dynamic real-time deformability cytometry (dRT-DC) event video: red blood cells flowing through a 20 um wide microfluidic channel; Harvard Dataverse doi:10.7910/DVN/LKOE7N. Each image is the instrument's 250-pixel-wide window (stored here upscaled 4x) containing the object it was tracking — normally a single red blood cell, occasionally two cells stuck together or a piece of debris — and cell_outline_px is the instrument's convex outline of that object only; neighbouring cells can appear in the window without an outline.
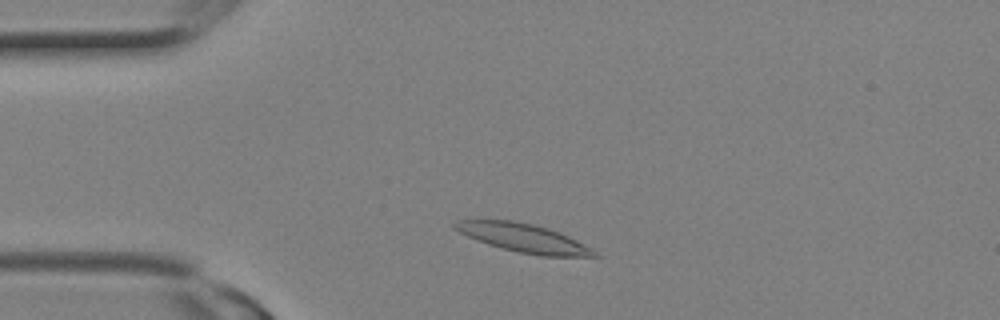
{"species": "Egyptian fruit bat (a non-hibernating species)", "species_latin": "Rousettus aegyptiacus", "temperature_condition": "room temperature", "stored_images_in_passage": 7, "camera_frame_rate_fps": 3000, "um_per_image_px": 0.085, "animal": {"sex": "female"}, "frame": {"image": 1, "passage_image": 2, "time_ms": 0.333, "image_size_px": [1000, 320], "cell_outline_px": [[600, 256], [540, 256], [500, 248], [488, 244], [468, 236], [452, 228], [452, 224], [456, 220], [512, 220], [532, 224], [548, 228], [568, 236], [592, 248]], "centroid_in_image_um": [44.48, 20.22], "position_along_channel_um": 40.5, "area_um2": 22.95}}
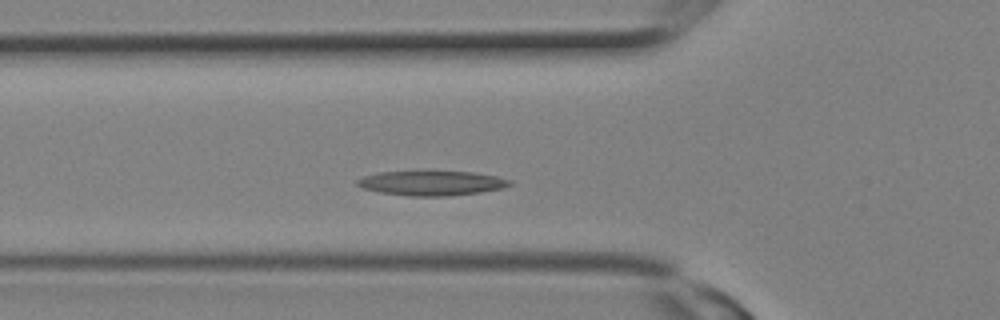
{"frame": {"image": 2, "passage_image": 5, "time_ms": 1.333, "image_size_px": [1000, 320], "cell_outline_px": [[512, 184], [500, 188], [480, 192], [444, 196], [408, 196], [380, 192], [364, 188], [356, 184], [356, 180], [364, 176], [380, 172], [428, 168], [472, 172], [496, 176], [512, 180]], "centroid_in_image_um": [36.66, 15.51], "position_along_channel_um": 89.1, "area_um2": 22.83}}
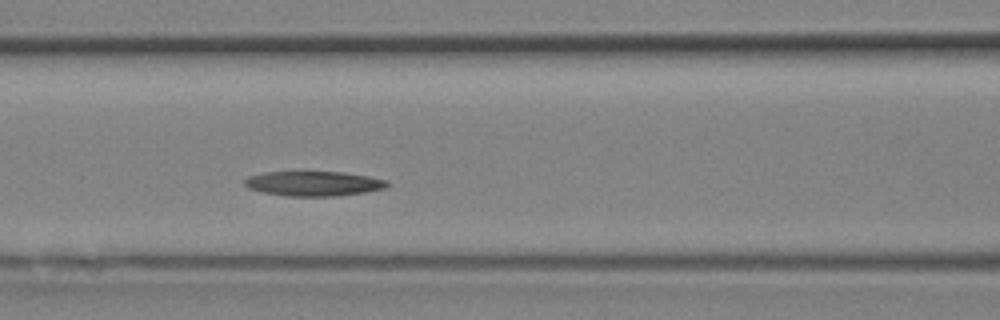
{"frame": {"image": 3, "passage_image": 7, "time_ms": 2.0, "image_size_px": [1000, 320], "cell_outline_px": [[388, 184], [384, 188], [364, 192], [336, 196], [288, 196], [260, 192], [248, 188], [244, 184], [244, 180], [248, 176], [264, 172], [344, 172], [368, 176], [388, 180]], "centroid_in_image_um": [26.62, 15.6], "position_along_channel_um": 140.0, "area_um2": 20.58}}